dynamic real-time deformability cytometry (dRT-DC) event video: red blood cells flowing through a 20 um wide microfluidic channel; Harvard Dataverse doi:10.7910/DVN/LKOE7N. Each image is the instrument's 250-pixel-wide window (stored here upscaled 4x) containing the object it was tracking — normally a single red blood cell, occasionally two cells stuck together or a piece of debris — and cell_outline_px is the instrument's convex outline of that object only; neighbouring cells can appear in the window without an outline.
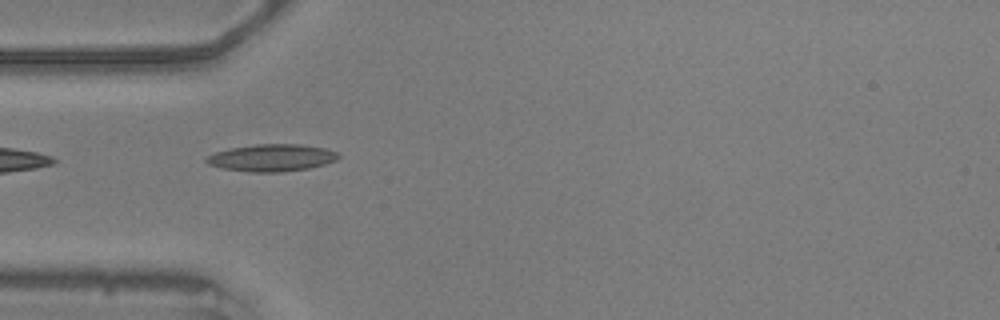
{"species": "common noctule bat (a hibernating species)", "species_latin": "Nyctalus noctula", "temperature_condition": "warm", "stored_images_in_passage": 13, "camera_frame_rate_fps": 3000, "um_per_image_px": 0.085, "animal": {"sex": "male", "body_mass_g": 20.5, "forearm_length_mm": 52.5}, "frame": {"image": 1, "passage_image": 1, "time_ms": 0.0, "image_size_px": [1000, 320], "cell_outline_px": [[340, 156], [336, 160], [324, 164], [308, 168], [280, 172], [248, 172], [224, 168], [208, 164], [204, 160], [204, 156], [228, 148], [256, 144], [300, 144], [324, 148], [336, 152]], "centroid_in_image_um": [23.05, 13.4], "position_along_channel_um": 62.0, "area_um2": 20.87}}
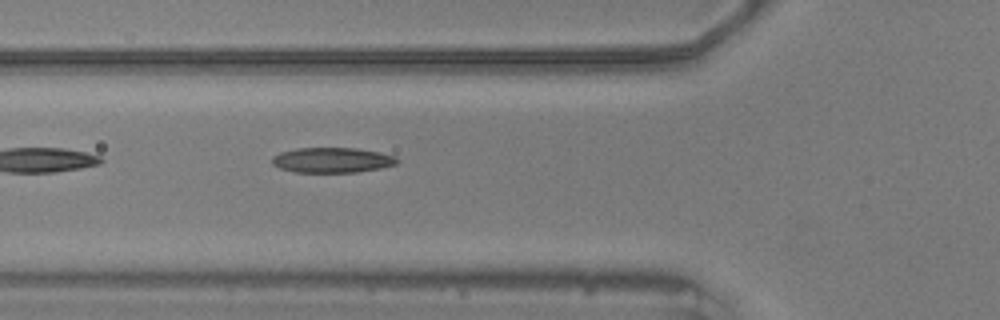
{"frame": {"image": 2, "passage_image": 4, "time_ms": 1.0, "image_size_px": [1000, 320], "cell_outline_px": [[400, 160], [396, 164], [380, 168], [356, 172], [296, 172], [280, 168], [272, 164], [272, 156], [280, 152], [296, 148], [356, 148], [380, 152], [396, 156]], "centroid_in_image_um": [28.24, 13.6], "position_along_channel_um": 97.6, "area_um2": 18.38}}
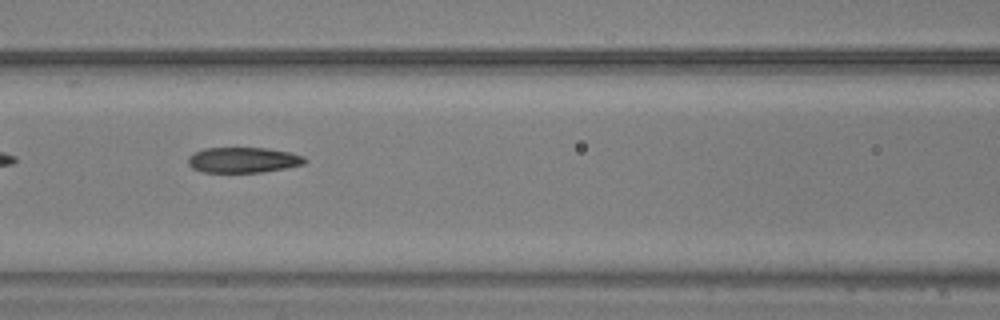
{"frame": {"image": 3, "passage_image": 8, "time_ms": 2.333, "image_size_px": [1000, 320], "cell_outline_px": [[308, 160], [304, 164], [284, 168], [260, 172], [204, 172], [192, 168], [188, 164], [188, 156], [204, 148], [268, 148], [288, 152], [304, 156]], "centroid_in_image_um": [20.67, 13.59], "position_along_channel_um": 145.9, "area_um2": 17.22}}